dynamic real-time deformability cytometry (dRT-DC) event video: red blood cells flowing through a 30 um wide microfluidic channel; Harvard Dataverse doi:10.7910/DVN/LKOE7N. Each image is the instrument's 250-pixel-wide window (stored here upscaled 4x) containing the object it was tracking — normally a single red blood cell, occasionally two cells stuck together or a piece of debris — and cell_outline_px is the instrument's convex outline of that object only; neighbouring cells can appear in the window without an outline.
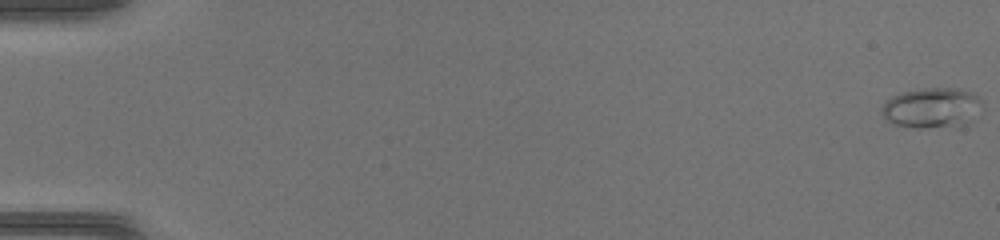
{"species": "common noctule bat (a hibernating species)", "species_latin": "Nyctalus noctula", "temperature_condition": "warm", "stored_images_in_passage": 48, "camera_frame_rate_fps": 3000, "um_per_image_px": 0.085, "animal": {"sex": "female", "body_mass_g": 17.0, "forearm_length_mm": 48.0}, "frame": {"image": 1, "passage_image": 1, "time_ms": 0.0, "image_size_px": [1000, 240], "cell_outline_px": [[984, 108], [980, 116], [976, 120], [968, 124], [924, 128], [920, 128], [896, 124], [888, 120], [880, 112], [880, 108], [892, 96], [904, 92], [924, 88], [956, 88], [972, 92], [984, 100]], "centroid_in_image_um": [79.34, 9.16], "position_along_channel_um": 5.7, "area_um2": 23.99}}
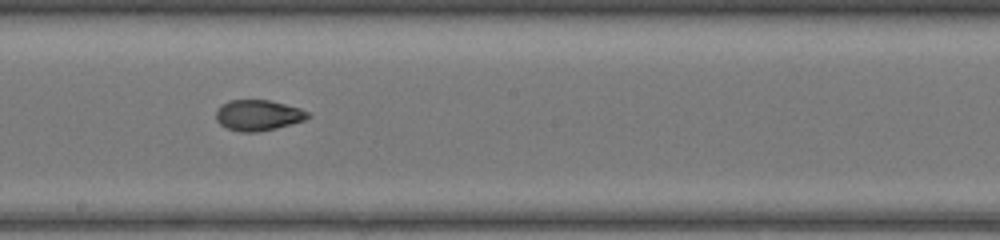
{"frame": {"image": 2, "passage_image": 28, "time_ms": 9.0, "image_size_px": [1000, 240], "cell_outline_px": [[312, 116], [304, 120], [276, 128], [256, 132], [240, 132], [228, 128], [220, 124], [216, 120], [216, 112], [220, 104], [228, 100], [268, 100], [300, 108], [308, 112]], "centroid_in_image_um": [21.92, 9.79], "position_along_channel_um": 226.3, "area_um2": 16.42}}
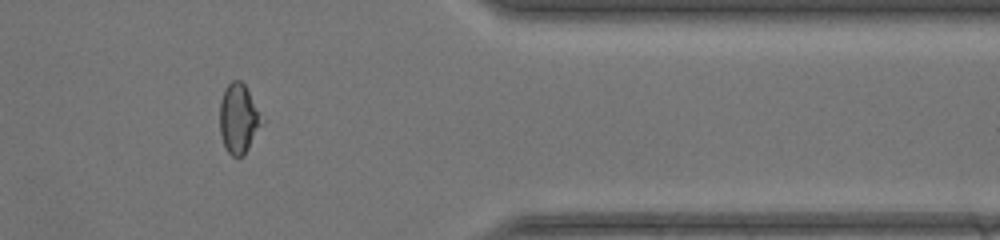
{"frame": {"image": 3, "passage_image": 40, "time_ms": 13.0, "image_size_px": [1000, 240], "cell_outline_px": [[260, 124], [244, 156], [232, 156], [228, 152], [220, 136], [220, 100], [224, 88], [232, 80], [240, 80], [244, 84], [248, 92], [256, 112]], "centroid_in_image_um": [20.18, 10.08], "position_along_channel_um": 391.2, "area_um2": 16.07}}